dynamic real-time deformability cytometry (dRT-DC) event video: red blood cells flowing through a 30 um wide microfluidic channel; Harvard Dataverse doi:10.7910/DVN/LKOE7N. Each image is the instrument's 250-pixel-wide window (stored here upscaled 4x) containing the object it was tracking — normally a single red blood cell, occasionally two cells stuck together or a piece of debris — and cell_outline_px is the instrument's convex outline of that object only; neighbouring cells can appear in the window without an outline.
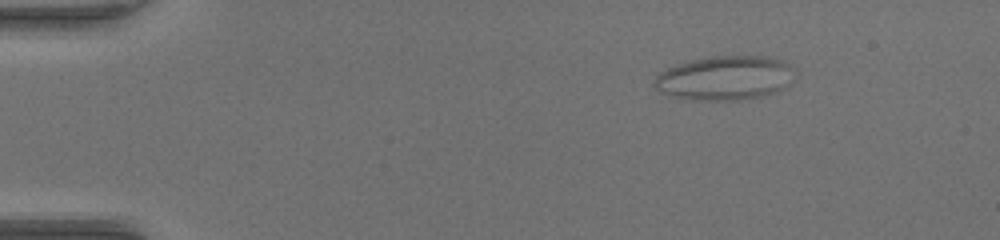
{"species": "common noctule bat (a hibernating species)", "species_latin": "Nyctalus noctula", "temperature_condition": "warm", "stored_images_in_passage": 53, "camera_frame_rate_fps": 3000, "um_per_image_px": 0.085, "animal": {"sex": "female", "body_mass_g": 17.0, "forearm_length_mm": 48.0}, "frame": {"image": 1, "passage_image": 8, "time_ms": 2.333, "image_size_px": [1000, 240], "cell_outline_px": [[796, 68], [788, 84], [784, 88], [776, 92], [760, 96], [736, 100], [696, 100], [672, 96], [660, 92], [652, 84], [652, 80], [660, 72], [668, 68], [692, 60], [708, 56], [768, 56], [784, 60]], "centroid_in_image_um": [61.63, 6.62], "position_along_channel_um": 23.4, "area_um2": 36.3}}
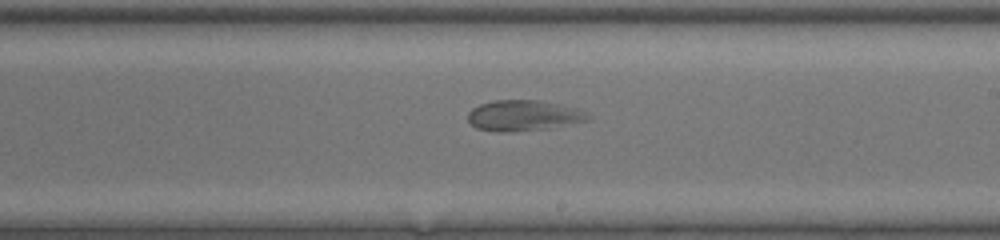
{"frame": {"image": 2, "passage_image": 32, "time_ms": 10.333, "image_size_px": [1000, 240], "cell_outline_px": [[592, 116], [588, 120], [544, 128], [504, 132], [496, 132], [476, 128], [468, 120], [468, 112], [472, 108], [480, 104], [492, 100], [540, 100], [560, 104], [576, 108], [588, 112]], "centroid_in_image_um": [44.48, 9.8], "position_along_channel_um": 244.5, "area_um2": 21.33}}
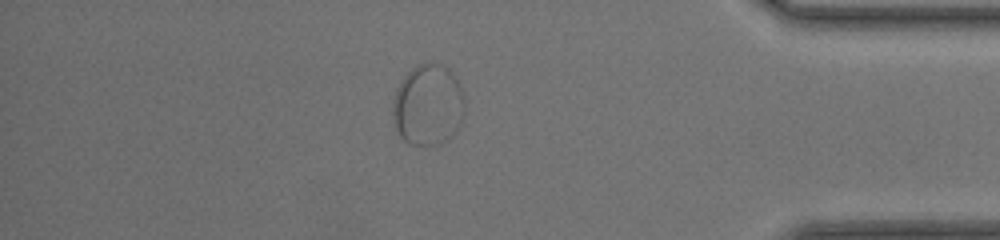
{"frame": {"image": 3, "passage_image": 46, "time_ms": 15.0, "image_size_px": [1000, 240], "cell_outline_px": [[464, 116], [456, 132], [448, 140], [440, 144], [408, 144], [396, 132], [392, 112], [392, 100], [396, 88], [400, 80], [412, 68], [420, 64], [444, 64], [452, 72], [464, 96]], "centroid_in_image_um": [36.37, 8.94], "position_along_channel_um": 398.8, "area_um2": 34.33}}